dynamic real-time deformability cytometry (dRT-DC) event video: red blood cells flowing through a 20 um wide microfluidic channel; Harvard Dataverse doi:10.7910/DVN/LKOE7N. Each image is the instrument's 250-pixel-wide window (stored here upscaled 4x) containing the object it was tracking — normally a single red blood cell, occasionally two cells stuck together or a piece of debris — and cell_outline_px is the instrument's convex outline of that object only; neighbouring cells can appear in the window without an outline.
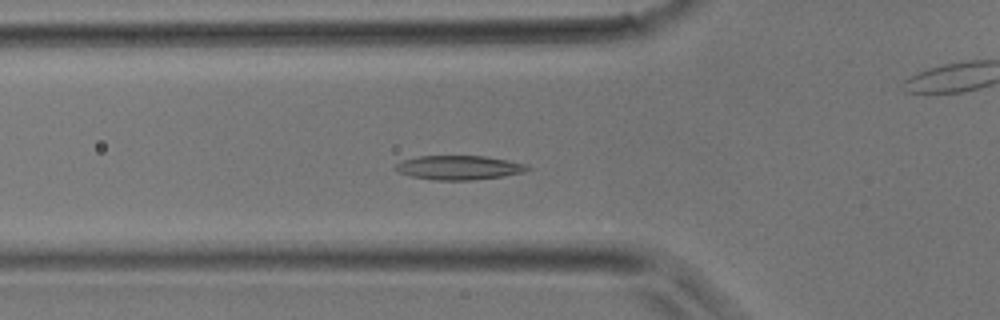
{"species": "common noctule bat (a hibernating species)", "species_latin": "Nyctalus noctula", "temperature_condition": "room temperature", "stored_images_in_passage": 39, "camera_frame_rate_fps": 3000, "um_per_image_px": 0.085, "animal": {"sex": "male", "body_mass_g": 17.9}, "frame": {"image": 1, "passage_image": 12, "time_ms": 3.667, "image_size_px": [1000, 320], "cell_outline_px": [[532, 168], [524, 172], [504, 176], [468, 180], [436, 180], [412, 176], [400, 172], [392, 168], [396, 164], [404, 160], [420, 156], [484, 156], [508, 160], [528, 164]], "centroid_in_image_um": [39.06, 14.24], "position_along_channel_um": 86.7, "area_um2": 18.5}}
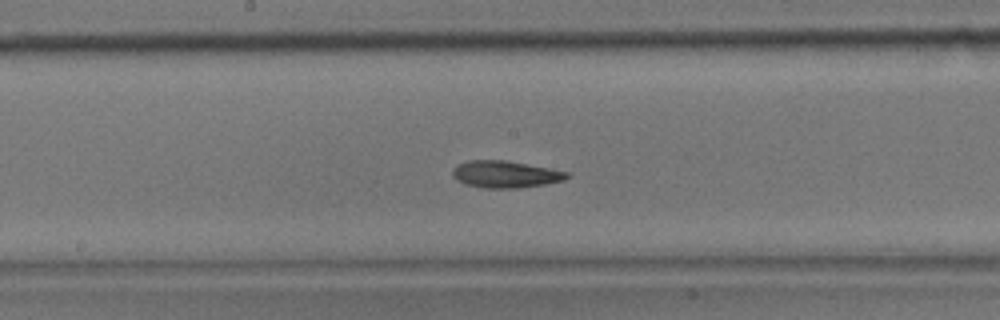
{"frame": {"image": 2, "passage_image": 19, "time_ms": 6.0, "image_size_px": [1000, 320], "cell_outline_px": [[572, 176], [564, 180], [544, 184], [520, 188], [488, 188], [464, 184], [456, 180], [452, 176], [452, 172], [456, 164], [468, 160], [504, 160], [548, 168], [568, 172]], "centroid_in_image_um": [42.93, 14.81], "position_along_channel_um": 205.3, "area_um2": 17.98}}
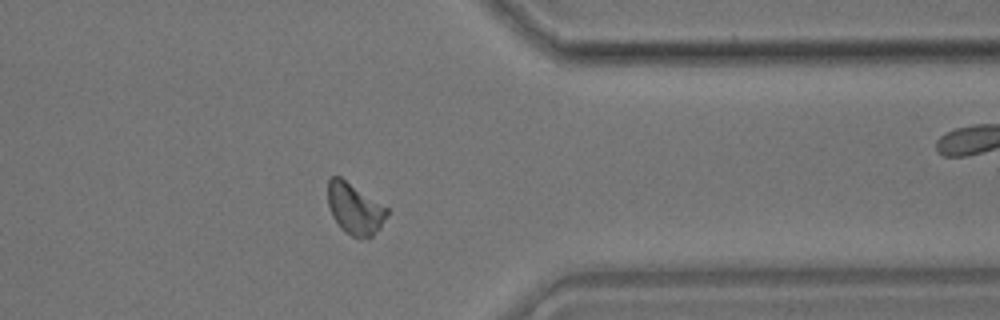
{"frame": {"image": 3, "passage_image": 30, "time_ms": 9.667, "image_size_px": [1000, 320], "cell_outline_px": [[388, 216], [380, 228], [372, 236], [360, 240], [344, 232], [340, 228], [332, 216], [328, 204], [328, 180], [332, 176], [340, 176], [388, 208]], "centroid_in_image_um": [30.16, 17.77], "position_along_channel_um": 381.2, "area_um2": 17.8}}